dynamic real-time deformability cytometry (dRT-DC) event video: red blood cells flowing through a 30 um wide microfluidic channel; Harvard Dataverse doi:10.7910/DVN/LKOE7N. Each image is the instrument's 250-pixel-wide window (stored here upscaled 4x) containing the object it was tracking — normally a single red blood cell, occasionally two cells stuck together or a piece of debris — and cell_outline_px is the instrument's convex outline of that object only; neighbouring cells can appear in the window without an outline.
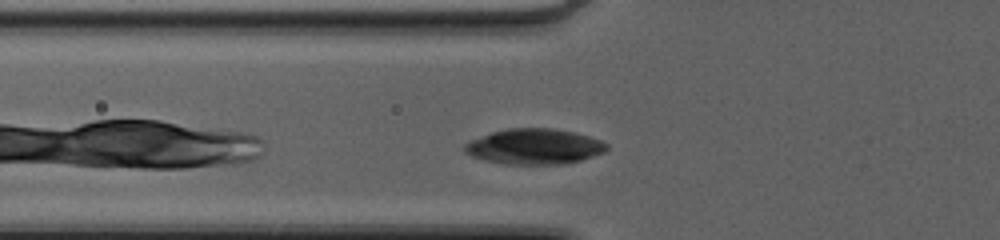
{"species": "common noctule bat (a hibernating species)", "species_latin": "Nyctalus noctula", "temperature_condition": "cold", "stored_images_in_passage": 37, "camera_frame_rate_fps": 3000, "um_per_image_px": 0.085, "animal": {"sex": "female", "body_mass_g": 20.0, "forearm_length_mm": 54.0}, "frame": {"image": 1, "passage_image": 2, "time_ms": 0.333, "image_size_px": [1000, 240], "cell_outline_px": [[608, 148], [604, 152], [580, 160], [564, 164], [504, 164], [484, 160], [472, 156], [464, 152], [464, 144], [472, 140], [492, 132], [508, 128], [552, 128], [572, 132], [588, 136], [600, 140], [608, 144]], "centroid_in_image_um": [45.41, 12.46], "position_along_channel_um": 80.4, "area_um2": 29.19}}
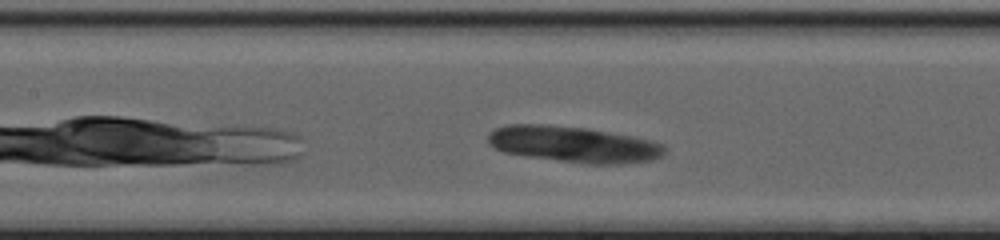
{"frame": {"image": 2, "passage_image": 8, "time_ms": 2.333, "image_size_px": [1000, 240], "cell_outline_px": [[668, 148], [664, 156], [652, 160], [624, 164], [588, 164], [524, 156], [504, 152], [488, 144], [488, 132], [496, 128], [508, 124], [548, 124], [588, 128], [632, 136], [664, 144]], "centroid_in_image_um": [48.78, 12.27], "position_along_channel_um": 158.6, "area_um2": 37.63}}
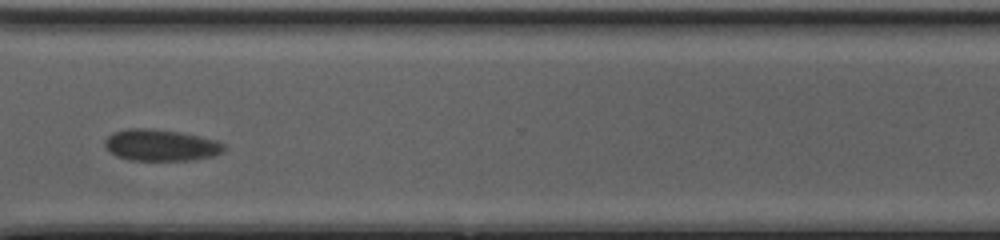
{"frame": {"image": 3, "passage_image": 24, "time_ms": 7.667, "image_size_px": [1000, 240], "cell_outline_px": [[224, 152], [212, 156], [192, 160], [132, 160], [116, 156], [104, 144], [104, 140], [112, 132], [128, 128], [148, 128], [180, 132], [200, 136], [216, 140], [224, 144]], "centroid_in_image_um": [13.67, 12.33], "position_along_channel_um": 356.9, "area_um2": 21.85}}